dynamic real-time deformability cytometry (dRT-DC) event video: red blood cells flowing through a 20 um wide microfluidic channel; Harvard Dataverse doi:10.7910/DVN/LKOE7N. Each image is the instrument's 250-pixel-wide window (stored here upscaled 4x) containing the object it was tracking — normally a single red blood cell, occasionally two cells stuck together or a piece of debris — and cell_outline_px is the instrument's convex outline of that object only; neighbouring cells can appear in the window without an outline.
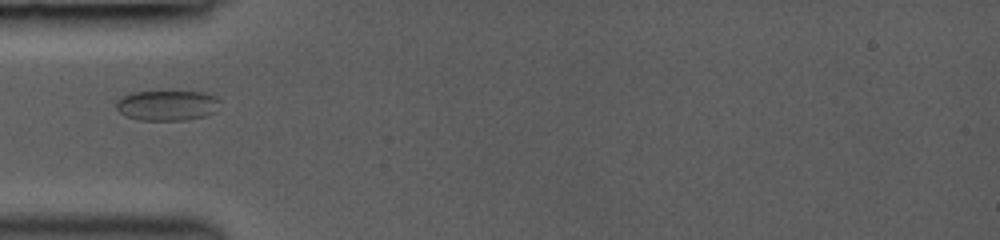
{"species": "common noctule bat (a hibernating species)", "species_latin": "Nyctalus noctula", "temperature_condition": "room temperature", "stored_images_in_passage": 7, "camera_frame_rate_fps": 3000, "um_per_image_px": 0.085, "animal": {"sex": "female", "body_mass_g": 19.0, "forearm_length_mm": 53.3}, "frame": {"image": 1, "passage_image": 1, "time_ms": 0.0, "image_size_px": [1000, 240], "cell_outline_px": [[220, 100], [216, 112], [204, 116], [184, 120], [140, 120], [128, 116], [120, 112], [116, 108], [116, 100], [120, 96], [132, 92], [204, 92], [216, 96]], "centroid_in_image_um": [14.21, 8.95], "position_along_channel_um": 70.8, "area_um2": 18.32}}
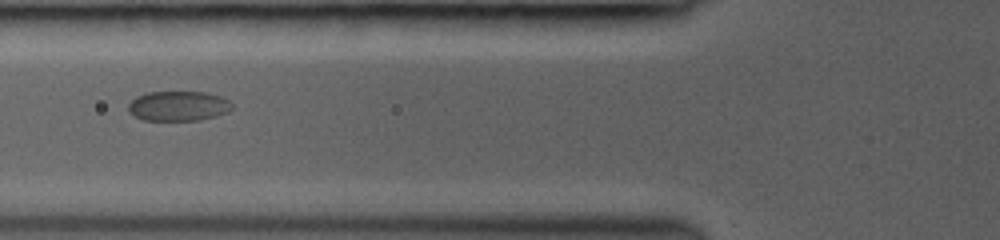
{"frame": {"image": 2, "passage_image": 6, "time_ms": 1.0, "image_size_px": [1000, 240], "cell_outline_px": [[232, 108], [228, 112], [216, 116], [200, 120], [144, 120], [128, 112], [128, 104], [136, 96], [148, 92], [204, 92], [220, 96], [228, 100], [232, 104]], "centroid_in_image_um": [15.16, 9.01], "position_along_channel_um": 110.6, "area_um2": 18.03}}